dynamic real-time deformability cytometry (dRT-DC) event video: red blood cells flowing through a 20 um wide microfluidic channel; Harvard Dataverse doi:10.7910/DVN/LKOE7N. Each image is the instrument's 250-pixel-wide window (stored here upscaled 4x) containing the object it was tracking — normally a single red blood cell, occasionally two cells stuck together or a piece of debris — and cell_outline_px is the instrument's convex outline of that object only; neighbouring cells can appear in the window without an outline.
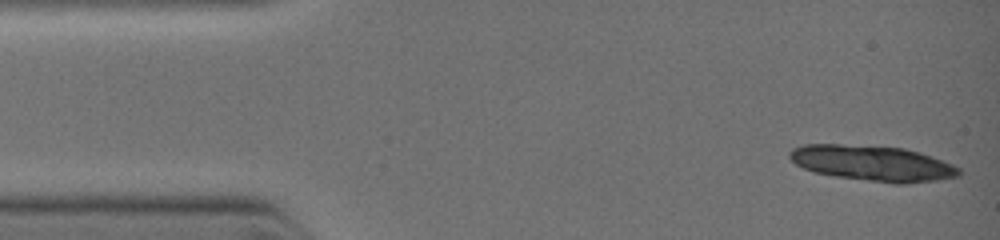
{"species": "common noctule bat (a hibernating species)", "species_latin": "Nyctalus noctula", "temperature_condition": "warm", "stored_images_in_passage": 14, "camera_frame_rate_fps": 3000, "um_per_image_px": 0.085, "animal": {"sex": "female", "body_mass_g": 19.0, "forearm_length_mm": 51.5}, "frame": {"image": 1, "passage_image": 1, "time_ms": 0.0, "image_size_px": [1000, 240], "cell_outline_px": [[960, 176], [936, 180], [904, 184], [896, 184], [836, 176], [816, 172], [804, 168], [796, 164], [788, 156], [788, 152], [792, 148], [804, 144], [840, 144], [904, 148], [920, 152], [952, 164], [960, 168]], "centroid_in_image_um": [74.17, 13.87], "position_along_channel_um": 10.8, "area_um2": 34.91}}
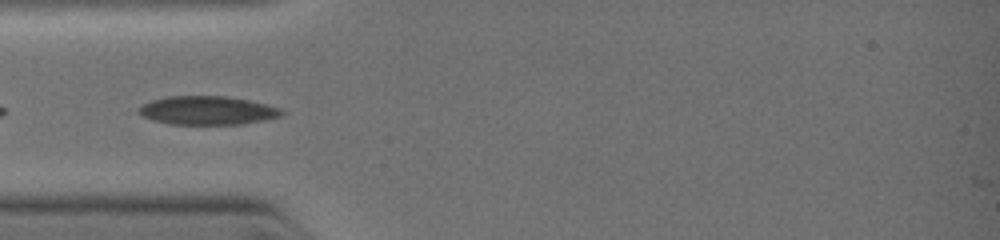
{"frame": {"image": 2, "passage_image": 11, "time_ms": 3.0, "image_size_px": [1000, 240], "cell_outline_px": [[284, 112], [280, 116], [264, 120], [240, 124], [172, 124], [152, 120], [136, 112], [144, 104], [152, 100], [168, 96], [228, 96], [248, 100], [280, 108]], "centroid_in_image_um": [17.62, 9.38], "position_along_channel_um": 67.4, "area_um2": 23.58}}